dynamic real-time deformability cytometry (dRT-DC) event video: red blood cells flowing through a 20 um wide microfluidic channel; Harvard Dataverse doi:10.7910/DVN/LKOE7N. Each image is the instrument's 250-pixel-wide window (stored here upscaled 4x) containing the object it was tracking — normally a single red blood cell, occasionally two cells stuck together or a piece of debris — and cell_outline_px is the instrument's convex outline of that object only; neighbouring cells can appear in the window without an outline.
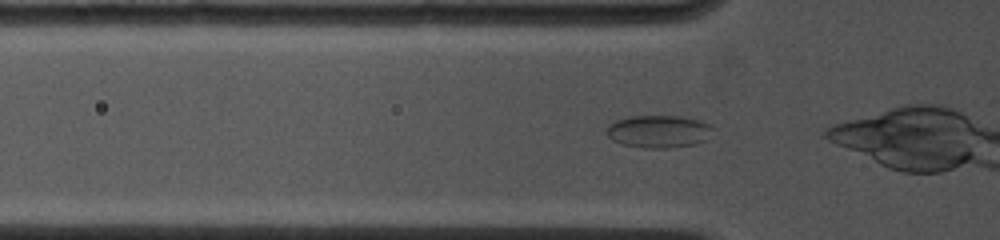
{"species": "common noctule bat (a hibernating species)", "species_latin": "Nyctalus noctula", "temperature_condition": "cold", "stored_images_in_passage": 7, "camera_frame_rate_fps": 4500, "um_per_image_px": 0.085, "animal": {"sex": "female", "body_mass_g": 19.0, "forearm_length_mm": 53.3}, "frame": {"image": 1, "passage_image": 3, "time_ms": 0.444, "image_size_px": [1000, 240], "cell_outline_px": [[712, 128], [704, 140], [696, 144], [668, 148], [648, 148], [624, 144], [612, 140], [604, 132], [616, 120], [628, 116], [680, 116], [700, 120], [708, 124]], "centroid_in_image_um": [55.95, 11.17], "position_along_channel_um": 69.8, "area_um2": 19.88}}